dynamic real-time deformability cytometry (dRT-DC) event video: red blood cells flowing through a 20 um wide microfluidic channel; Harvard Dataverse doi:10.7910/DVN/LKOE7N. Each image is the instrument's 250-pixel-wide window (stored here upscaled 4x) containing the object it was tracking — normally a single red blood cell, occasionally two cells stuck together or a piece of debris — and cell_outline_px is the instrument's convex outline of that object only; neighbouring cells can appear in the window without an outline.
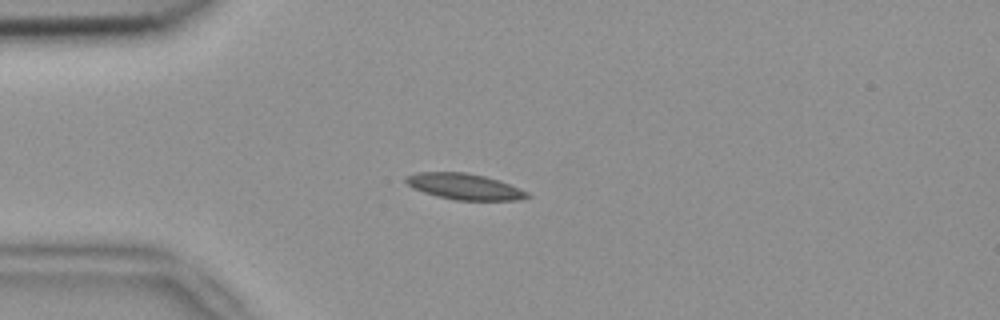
{"species": "common noctule bat (a hibernating species)", "species_latin": "Nyctalus noctula", "temperature_condition": "room temperature", "stored_images_in_passage": 6, "camera_frame_rate_fps": 3000, "um_per_image_px": 0.085, "animal": {"sex": "female", "body_mass_g": 18.4}, "frame": {"image": 1, "passage_image": 4, "time_ms": 1.0, "image_size_px": [1000, 320], "cell_outline_px": [[532, 196], [520, 200], [456, 200], [436, 196], [412, 188], [404, 180], [404, 176], [416, 172], [464, 172], [484, 176], [500, 180], [520, 188], [528, 192]], "centroid_in_image_um": [39.48, 15.85], "position_along_channel_um": 45.5, "area_um2": 18.55}}
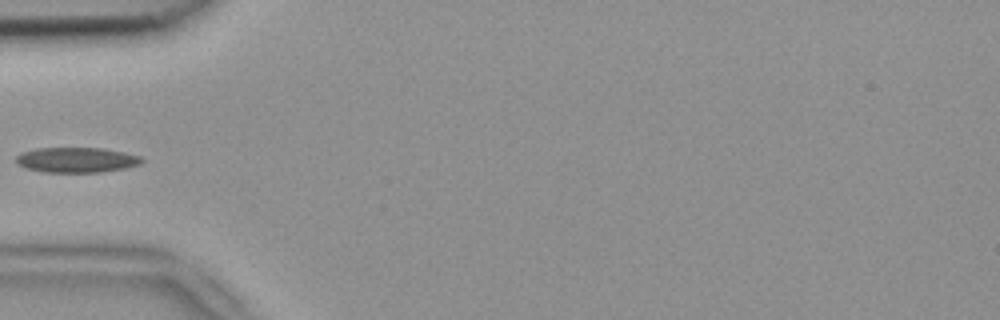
{"frame": {"image": 2, "passage_image": 5, "time_ms": 1.333, "image_size_px": [1000, 320], "cell_outline_px": [[144, 160], [140, 164], [124, 168], [100, 172], [44, 172], [24, 168], [16, 164], [16, 156], [20, 152], [36, 148], [104, 148], [124, 152], [140, 156]], "centroid_in_image_um": [6.46, 13.59], "position_along_channel_um": 78.5, "area_um2": 18.55}}